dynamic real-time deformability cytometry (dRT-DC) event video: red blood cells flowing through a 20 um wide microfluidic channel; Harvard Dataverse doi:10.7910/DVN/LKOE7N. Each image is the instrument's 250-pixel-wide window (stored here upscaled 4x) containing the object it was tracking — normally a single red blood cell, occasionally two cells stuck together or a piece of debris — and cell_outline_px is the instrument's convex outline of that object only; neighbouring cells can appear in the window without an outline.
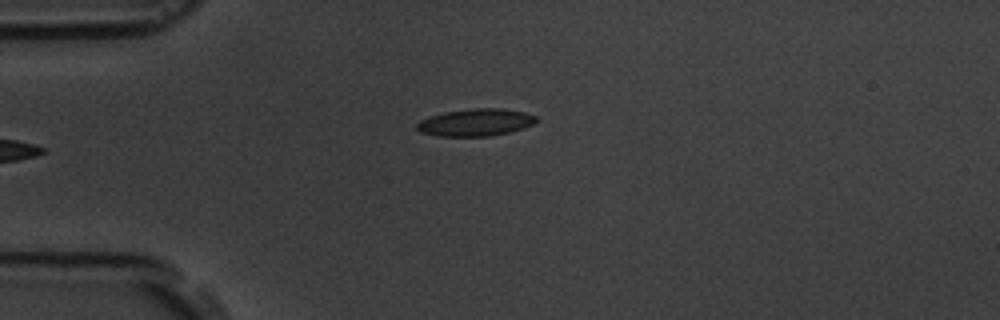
{"species": "common noctule bat (a hibernating species)", "species_latin": "Nyctalus noctula", "temperature_condition": "room temperature", "stored_images_in_passage": 5, "camera_frame_rate_fps": 3000, "um_per_image_px": 0.085, "animal": {"sex": "male", "body_mass_g": 19.5, "forearm_length_mm": 54.6}, "frame": {"image": 1, "passage_image": 5, "time_ms": 4.333, "image_size_px": [1000, 320], "cell_outline_px": [[540, 120], [524, 128], [512, 132], [492, 136], [436, 136], [420, 132], [416, 128], [416, 124], [420, 120], [428, 116], [444, 112], [472, 108], [500, 108], [524, 112], [536, 116]], "centroid_in_image_um": [40.43, 10.41], "position_along_channel_um": 44.6, "area_um2": 19.25}}